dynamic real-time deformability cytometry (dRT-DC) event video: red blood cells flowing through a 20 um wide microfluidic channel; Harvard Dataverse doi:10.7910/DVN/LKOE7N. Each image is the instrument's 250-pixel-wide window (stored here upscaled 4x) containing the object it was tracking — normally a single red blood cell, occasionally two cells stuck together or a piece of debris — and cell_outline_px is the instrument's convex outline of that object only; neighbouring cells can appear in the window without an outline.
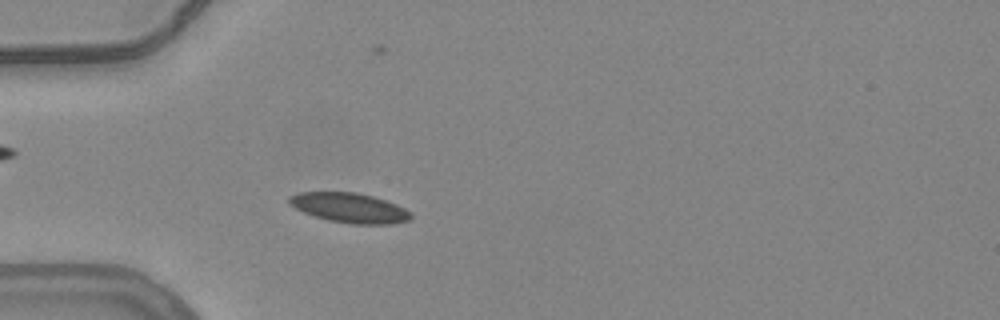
{"species": "common noctule bat (a hibernating species)", "species_latin": "Nyctalus noctula", "temperature_condition": "warm", "stored_images_in_passage": 52, "camera_frame_rate_fps": 3000, "um_per_image_px": 0.085, "animal": {"sex": "female", "body_mass_g": 24.6, "forearm_length_mm": 56.2}, "frame": {"image": 1, "passage_image": 13, "time_ms": 4.0, "image_size_px": [1000, 320], "cell_outline_px": [[412, 220], [392, 224], [352, 224], [328, 220], [304, 212], [288, 204], [288, 196], [300, 192], [356, 192], [372, 196], [396, 204], [412, 212]], "centroid_in_image_um": [29.73, 17.67], "position_along_channel_um": 55.3, "area_um2": 21.15}}
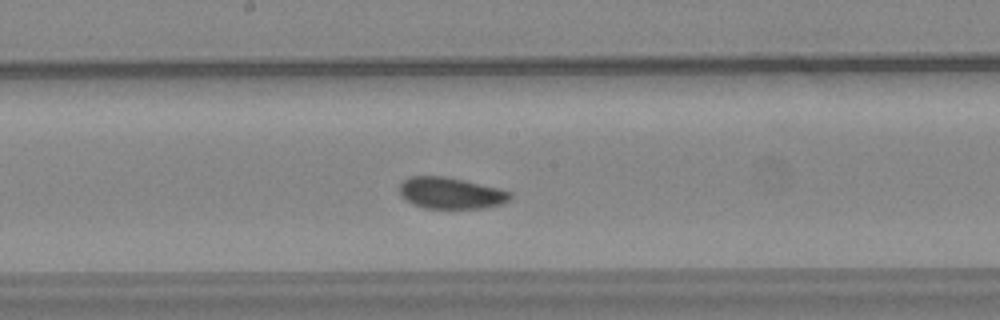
{"frame": {"image": 2, "passage_image": 26, "time_ms": 8.333, "image_size_px": [1000, 320], "cell_outline_px": [[512, 196], [508, 200], [500, 204], [484, 208], [424, 208], [412, 204], [400, 196], [400, 184], [408, 176], [444, 176], [464, 180], [512, 192]], "centroid_in_image_um": [38.28, 16.41], "position_along_channel_um": 209.9, "area_um2": 20.17}}
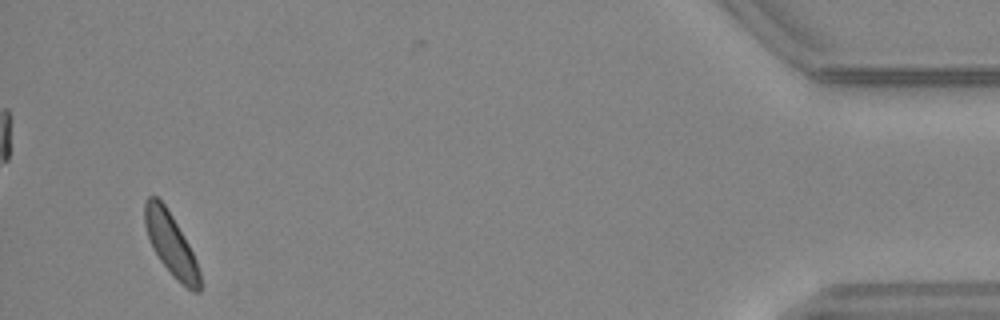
{"frame": {"image": 3, "passage_image": 49, "time_ms": 16.0, "image_size_px": [1000, 320], "cell_outline_px": [[200, 292], [192, 292], [176, 280], [160, 260], [152, 248], [144, 224], [144, 204], [148, 196], [156, 196], [164, 204], [172, 216], [188, 244], [196, 260], [200, 272]], "centroid_in_image_um": [14.51, 20.77], "position_along_channel_um": 420.7, "area_um2": 19.83}, "authors_computed_cell_mechanics": {"area_um2": 20.1722, "velocity_mm_per_s": 3.7619, "shape_relaxation_time_tau1_ms": 4.3376, "shape_relaxation_time_tau2_ms": 4.6877, "deformation_change_tau1": 0.0756, "deformation_change_tau2": 0.0882}}